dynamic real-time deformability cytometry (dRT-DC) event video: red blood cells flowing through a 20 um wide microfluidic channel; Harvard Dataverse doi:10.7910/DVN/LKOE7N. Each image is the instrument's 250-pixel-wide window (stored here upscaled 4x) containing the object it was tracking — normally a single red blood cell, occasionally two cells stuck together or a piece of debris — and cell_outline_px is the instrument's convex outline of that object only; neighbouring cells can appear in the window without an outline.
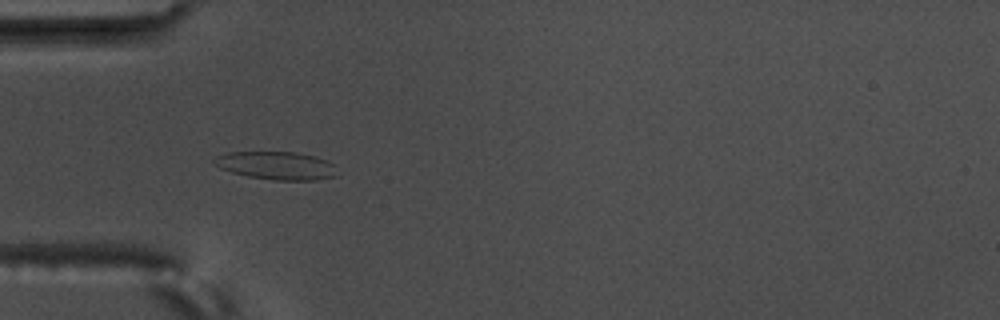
{"species": "common noctule bat (a hibernating species)", "species_latin": "Nyctalus noctula", "temperature_condition": "warm", "stored_images_in_passage": 1, "camera_frame_rate_fps": 3000, "um_per_image_px": 0.085, "animal": {"sex": "male", "body_mass_g": 17.5, "forearm_length_mm": 52.3}, "frame": {"image": 1, "passage_image": 1, "time_ms": 0.0, "image_size_px": [1000, 320], "cell_outline_px": [[336, 176], [316, 180], [272, 180], [248, 176], [232, 172], [220, 168], [212, 160], [216, 156], [228, 152], [296, 152], [316, 156], [332, 164]], "centroid_in_image_um": [23.47, 14.07], "position_along_channel_um": 61.5, "area_um2": 19.88}}